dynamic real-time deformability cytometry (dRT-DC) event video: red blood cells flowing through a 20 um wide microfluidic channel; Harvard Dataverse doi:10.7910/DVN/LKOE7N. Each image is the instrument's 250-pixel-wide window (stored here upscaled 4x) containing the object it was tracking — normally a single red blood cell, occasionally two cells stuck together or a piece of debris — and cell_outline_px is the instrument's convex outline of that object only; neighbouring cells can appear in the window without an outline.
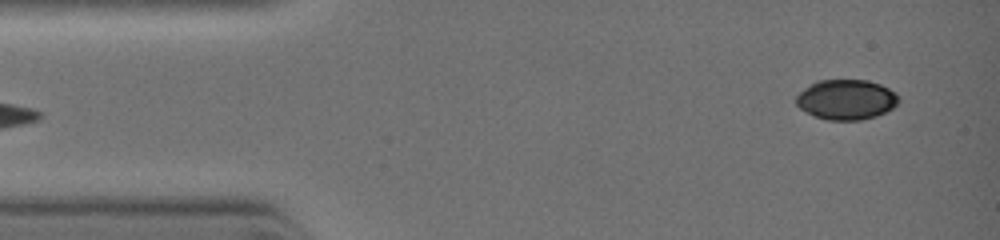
{"species": "common noctule bat (a hibernating species)", "species_latin": "Nyctalus noctula", "temperature_condition": "warm", "stored_images_in_passage": 30, "camera_frame_rate_fps": 3000, "um_per_image_px": 0.085, "animal": {"sex": "female", "body_mass_g": 19.0, "forearm_length_mm": 51.5}, "frame": {"image": 1, "passage_image": 1, "time_ms": 0.0, "image_size_px": [1000, 240], "cell_outline_px": [[900, 100], [892, 108], [876, 116], [860, 120], [828, 120], [816, 116], [800, 108], [796, 104], [796, 96], [804, 88], [816, 80], [868, 80], [880, 84], [896, 92], [900, 96]], "centroid_in_image_um": [71.95, 8.45], "position_along_channel_um": 13.1, "area_um2": 23.93}}
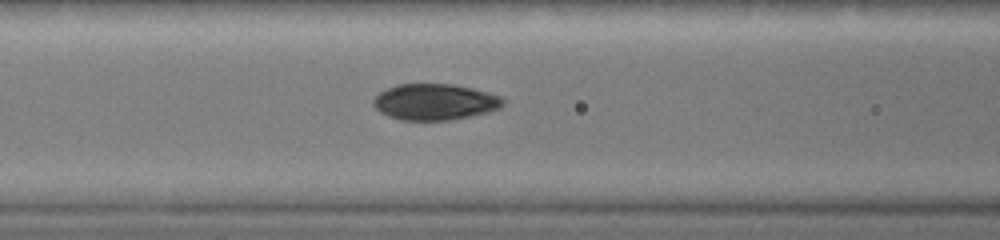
{"frame": {"image": 2, "passage_image": 23, "time_ms": 3.667, "image_size_px": [1000, 240], "cell_outline_px": [[504, 104], [500, 108], [488, 112], [448, 120], [400, 120], [388, 116], [380, 112], [372, 104], [372, 100], [380, 92], [396, 84], [452, 84], [472, 88], [488, 92], [500, 96], [504, 100]], "centroid_in_image_um": [36.94, 8.66], "position_along_channel_um": 129.7, "area_um2": 27.28}}
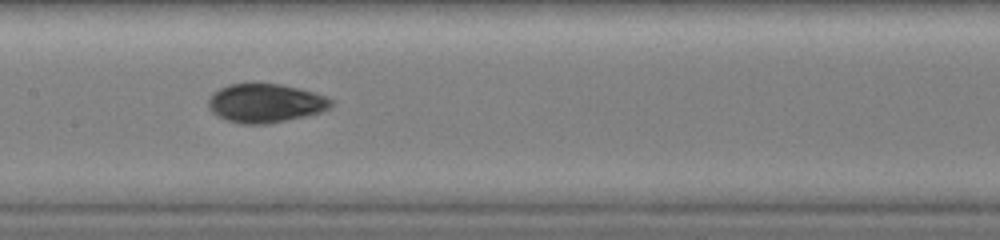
{"frame": {"image": 3, "passage_image": 29, "time_ms": 4.667, "image_size_px": [1000, 240], "cell_outline_px": [[336, 100], [332, 108], [320, 112], [304, 116], [268, 124], [240, 124], [228, 120], [212, 112], [208, 108], [208, 100], [212, 92], [228, 84], [280, 84], [328, 96]], "centroid_in_image_um": [22.59, 8.77], "position_along_channel_um": 184.8, "area_um2": 27.8}}